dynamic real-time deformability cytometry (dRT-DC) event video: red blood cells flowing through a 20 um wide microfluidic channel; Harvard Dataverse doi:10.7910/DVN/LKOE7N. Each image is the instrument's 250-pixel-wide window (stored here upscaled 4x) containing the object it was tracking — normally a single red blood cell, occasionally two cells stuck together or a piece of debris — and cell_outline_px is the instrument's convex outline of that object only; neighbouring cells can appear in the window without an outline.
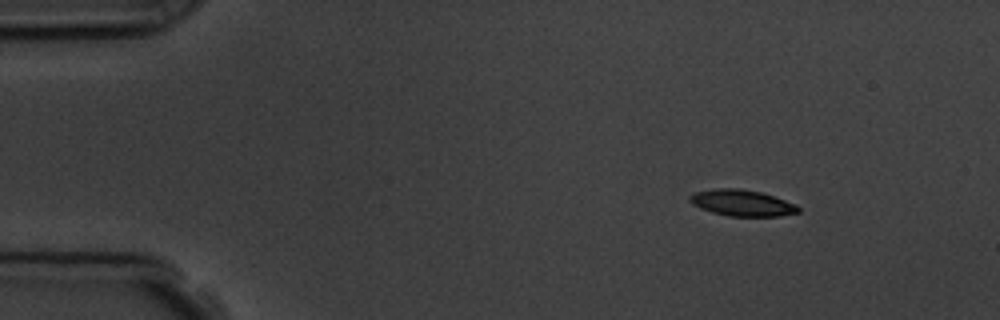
{"species": "common noctule bat (a hibernating species)", "species_latin": "Nyctalus noctula", "temperature_condition": "room temperature", "stored_images_in_passage": 8, "camera_frame_rate_fps": 3000, "um_per_image_px": 0.085, "animal": {"sex": "male", "body_mass_g": 19.5, "forearm_length_mm": 54.6}, "frame": {"image": 1, "passage_image": 1, "time_ms": 0.0, "image_size_px": [1000, 320], "cell_outline_px": [[800, 212], [780, 216], [728, 216], [712, 212], [700, 208], [692, 204], [688, 200], [688, 196], [692, 192], [716, 188], [740, 188], [760, 192], [796, 204], [800, 208]], "centroid_in_image_um": [63.03, 17.24], "position_along_channel_um": 22.0, "area_um2": 16.7}}
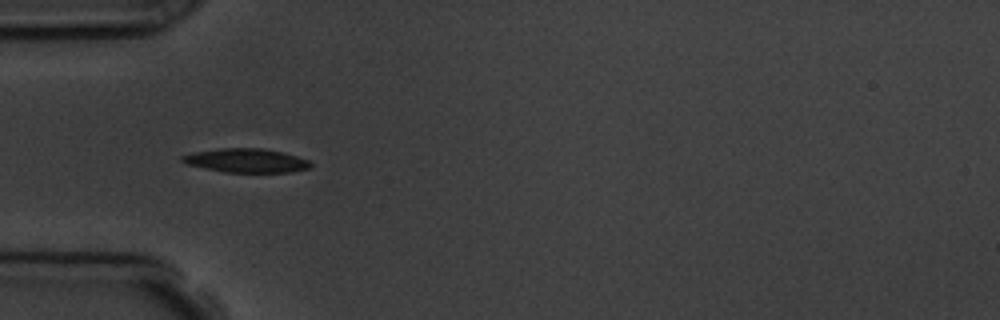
{"frame": {"image": 2, "passage_image": 4, "time_ms": 3.333, "image_size_px": [1000, 320], "cell_outline_px": [[312, 168], [292, 172], [224, 172], [188, 164], [180, 160], [180, 156], [196, 152], [220, 148], [260, 148], [280, 152], [296, 156], [308, 160], [312, 164]], "centroid_in_image_um": [20.96, 13.65], "position_along_channel_um": 64.0, "area_um2": 17.69}}
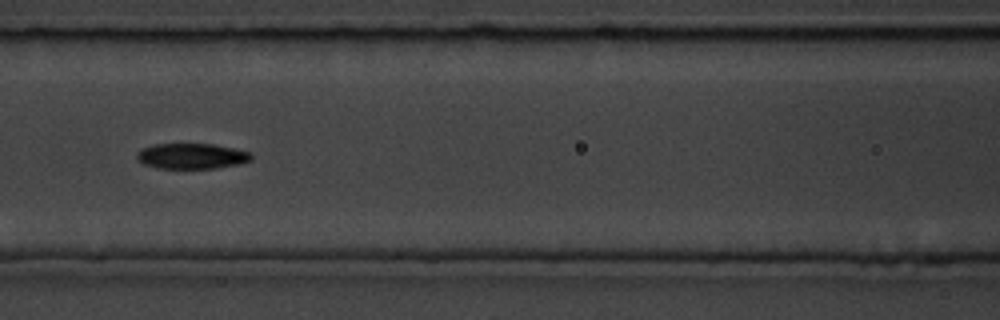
{"frame": {"image": 3, "passage_image": 6, "time_ms": 5.667, "image_size_px": [1000, 320], "cell_outline_px": [[252, 160], [240, 164], [216, 168], [156, 168], [144, 164], [136, 160], [136, 152], [152, 144], [212, 144], [252, 152]], "centroid_in_image_um": [16.29, 13.27], "position_along_channel_um": 150.3, "area_um2": 17.11}}